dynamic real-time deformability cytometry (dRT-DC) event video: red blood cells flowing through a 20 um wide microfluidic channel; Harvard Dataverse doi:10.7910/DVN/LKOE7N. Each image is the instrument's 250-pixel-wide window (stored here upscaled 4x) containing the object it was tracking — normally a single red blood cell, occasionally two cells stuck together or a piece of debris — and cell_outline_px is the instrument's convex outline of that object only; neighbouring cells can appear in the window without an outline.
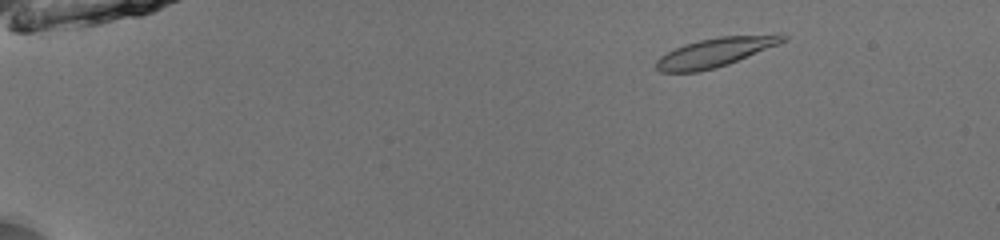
{"species": "common noctule bat (a hibernating species)", "species_latin": "Nyctalus noctula", "temperature_condition": "room temperature", "stored_images_in_passage": 49, "camera_frame_rate_fps": 3000, "um_per_image_px": 0.085, "animal": {"sex": "male", "body_mass_g": 13.0, "forearm_length_mm": 53.1}, "frame": {"image": 1, "passage_image": 5, "time_ms": 1.333, "image_size_px": [1000, 240], "cell_outline_px": [[788, 40], [728, 64], [716, 68], [696, 72], [660, 72], [656, 68], [656, 60], [660, 56], [684, 44], [700, 40], [720, 36], [780, 32], [788, 36]], "centroid_in_image_um": [60.88, 4.41], "position_along_channel_um": 24.1, "area_um2": 21.73}}
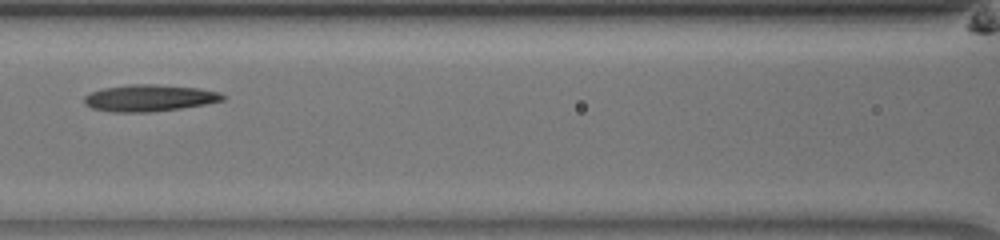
{"frame": {"image": 2, "passage_image": 23, "time_ms": 7.333, "image_size_px": [1000, 240], "cell_outline_px": [[228, 96], [224, 100], [208, 104], [180, 108], [148, 112], [112, 112], [92, 108], [84, 104], [84, 96], [92, 92], [104, 88], [132, 84], [156, 84], [200, 88], [220, 92]], "centroid_in_image_um": [12.75, 8.33], "position_along_channel_um": 153.9, "area_um2": 21.68}}
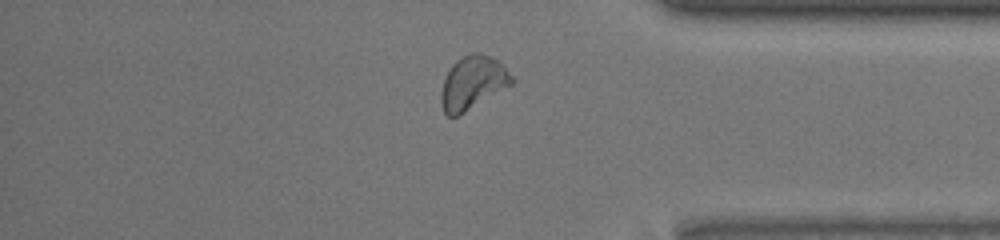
{"frame": {"image": 3, "passage_image": 42, "time_ms": 13.667, "image_size_px": [1000, 240], "cell_outline_px": [[516, 80], [512, 84], [464, 112], [456, 116], [448, 116], [444, 112], [440, 104], [440, 96], [444, 80], [452, 64], [456, 60], [472, 52], [480, 52], [496, 60]], "centroid_in_image_um": [40.15, 7.03], "position_along_channel_um": 395.0, "area_um2": 21.5}, "authors_computed_cell_mechanics": {"area_um2": 21.2704, "velocity_mm_per_s": 3.9582, "shape_relaxation_time_tau1_ms": 4.889, "shape_relaxation_time_tau2_ms": null, "deformation_change_tau1": 0.1464, "deformation_change_tau2": null}}